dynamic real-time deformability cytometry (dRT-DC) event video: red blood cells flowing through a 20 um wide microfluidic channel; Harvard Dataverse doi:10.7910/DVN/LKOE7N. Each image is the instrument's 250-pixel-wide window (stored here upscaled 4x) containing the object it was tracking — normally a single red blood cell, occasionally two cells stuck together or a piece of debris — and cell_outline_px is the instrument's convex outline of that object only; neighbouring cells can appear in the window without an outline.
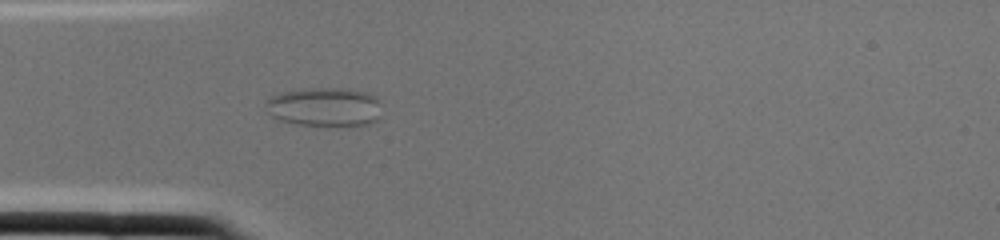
{"species": "common noctule bat (a hibernating species)", "species_latin": "Nyctalus noctula", "temperature_condition": "cold", "stored_images_in_passage": 2, "camera_frame_rate_fps": 3000, "um_per_image_px": 0.085, "animal": {"sex": "female", "body_mass_g": 22.0, "forearm_length_mm": 56.7}, "frame": {"image": 1, "passage_image": 2, "time_ms": 0.333, "image_size_px": [1000, 240], "cell_outline_px": [[380, 116], [376, 120], [368, 124], [348, 128], [296, 124], [280, 120], [272, 116], [268, 104], [268, 100], [272, 96], [284, 92], [300, 88], [340, 88], [364, 92], [376, 96]], "centroid_in_image_um": [27.64, 9.12], "position_along_channel_um": 57.4, "area_um2": 26.47}}